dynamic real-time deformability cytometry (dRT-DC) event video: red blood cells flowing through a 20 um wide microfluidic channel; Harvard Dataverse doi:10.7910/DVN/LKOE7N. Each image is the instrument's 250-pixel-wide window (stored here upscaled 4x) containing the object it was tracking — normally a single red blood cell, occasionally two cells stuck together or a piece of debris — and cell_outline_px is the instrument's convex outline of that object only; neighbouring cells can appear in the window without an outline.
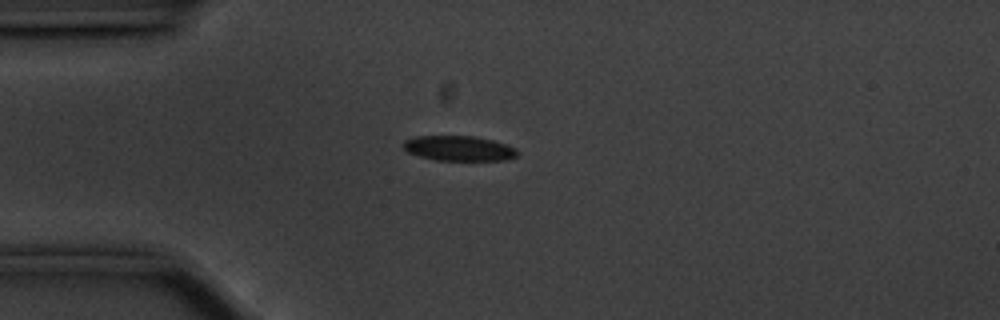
{"species": "common noctule bat (a hibernating species)", "species_latin": "Nyctalus noctula", "temperature_condition": "cold", "stored_images_in_passage": 43, "camera_frame_rate_fps": 3000, "um_per_image_px": 0.085, "animal": {"sex": "male", "body_mass_g": 20.1, "forearm_length_mm": 53.5}, "frame": {"image": 1, "passage_image": 1, "time_ms": 0.0, "image_size_px": [1000, 320], "cell_outline_px": [[520, 152], [516, 156], [508, 160], [436, 160], [420, 156], [408, 152], [404, 148], [404, 140], [416, 136], [472, 136], [492, 140], [516, 148]], "centroid_in_image_um": [39.03, 12.61], "position_along_channel_um": 46.0, "area_um2": 16.53}}
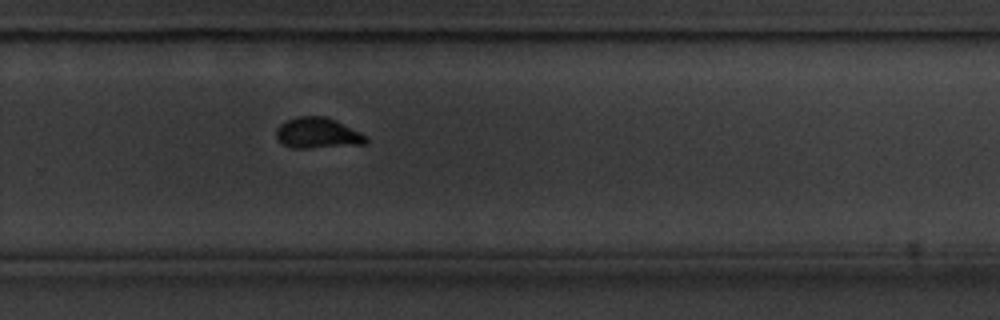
{"frame": {"image": 2, "passage_image": 24, "time_ms": 7.667, "image_size_px": [1000, 320], "cell_outline_px": [[368, 140], [364, 144], [308, 148], [292, 148], [284, 144], [276, 136], [276, 128], [280, 124], [296, 116], [328, 116], [368, 136]], "centroid_in_image_um": [27.01, 11.3], "position_along_channel_um": 302.8, "area_um2": 16.07}}
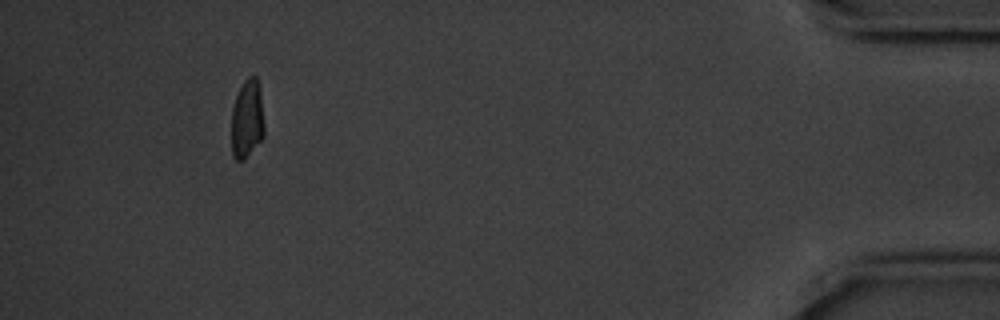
{"frame": {"image": 3, "passage_image": 39, "time_ms": 12.667, "image_size_px": [1000, 320], "cell_outline_px": [[264, 136], [244, 160], [236, 160], [232, 156], [232, 108], [236, 96], [244, 80], [248, 76], [256, 76], [260, 92], [264, 124]], "centroid_in_image_um": [21.0, 10.13], "position_along_channel_um": 414.2, "area_um2": 14.97}, "authors_computed_cell_mechanics": {"area_um2": 16.5308, "velocity_mm_per_s": 3.5322, "shape_relaxation_time_tau1_ms": 8.4511, "shape_relaxation_time_tau2_ms": 0.4811, "deformation_change_tau1": 0.2127, "deformation_change_tau2": 0.0602}}